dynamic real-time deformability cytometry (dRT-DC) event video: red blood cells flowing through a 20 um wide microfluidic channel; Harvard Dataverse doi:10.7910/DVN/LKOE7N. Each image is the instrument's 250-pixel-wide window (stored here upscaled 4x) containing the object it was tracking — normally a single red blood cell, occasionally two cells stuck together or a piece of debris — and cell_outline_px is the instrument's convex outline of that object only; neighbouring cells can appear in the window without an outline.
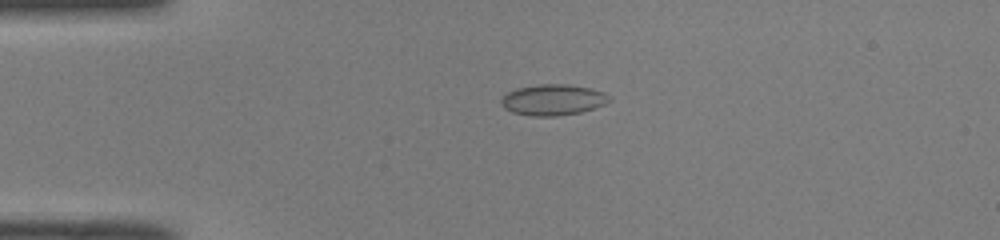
{"species": "common noctule bat (a hibernating species)", "species_latin": "Nyctalus noctula", "temperature_condition": "room temperature", "stored_images_in_passage": 40, "camera_frame_rate_fps": 3000, "um_per_image_px": 0.085, "animal": {"sex": "male", "body_mass_g": 19.0, "forearm_length_mm": 50.8}, "frame": {"image": 1, "passage_image": 2, "time_ms": 0.333, "image_size_px": [1000, 240], "cell_outline_px": [[612, 100], [604, 104], [580, 112], [556, 116], [532, 116], [512, 112], [504, 108], [500, 104], [500, 100], [508, 92], [516, 88], [536, 84], [568, 84], [592, 88], [604, 92], [612, 96]], "centroid_in_image_um": [47.01, 8.47], "position_along_channel_um": 38.0, "area_um2": 19.65}}
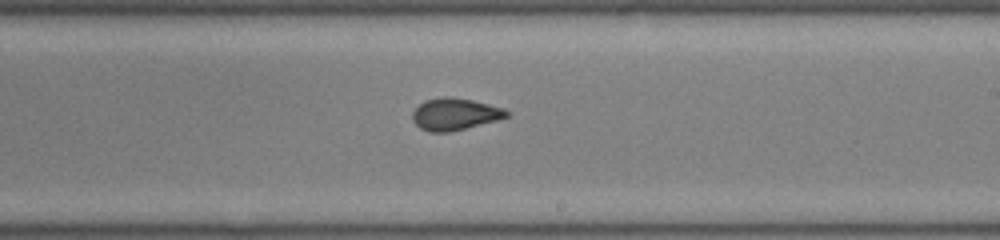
{"frame": {"image": 2, "passage_image": 20, "time_ms": 6.333, "image_size_px": [1000, 240], "cell_outline_px": [[508, 116], [496, 120], [448, 132], [428, 132], [420, 128], [412, 120], [412, 112], [424, 100], [444, 96], [472, 100], [504, 108], [508, 112]], "centroid_in_image_um": [38.62, 9.7], "position_along_channel_um": 250.4, "area_um2": 17.28}}
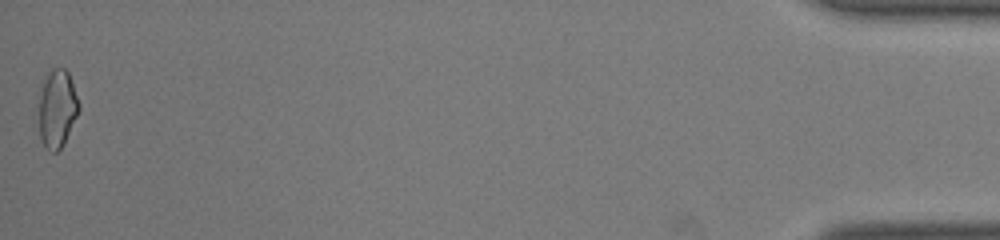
{"frame": {"image": 3, "passage_image": 40, "time_ms": 13.0, "image_size_px": [1000, 240], "cell_outline_px": [[80, 108], [64, 144], [56, 152], [52, 152], [40, 140], [40, 96], [44, 80], [48, 72], [52, 68], [64, 68], [68, 72], [80, 104]], "centroid_in_image_um": [4.88, 9.22], "position_along_channel_um": 430.3, "area_um2": 17.86}, "authors_computed_cell_mechanics": {"area_um2": 17.7446, "velocity_mm_per_s": 4.1034, "shape_relaxation_time_tau1_ms": null, "shape_relaxation_time_tau2_ms": 1.1027, "deformation_change_tau1": null, "deformation_change_tau2": 0.0508}}